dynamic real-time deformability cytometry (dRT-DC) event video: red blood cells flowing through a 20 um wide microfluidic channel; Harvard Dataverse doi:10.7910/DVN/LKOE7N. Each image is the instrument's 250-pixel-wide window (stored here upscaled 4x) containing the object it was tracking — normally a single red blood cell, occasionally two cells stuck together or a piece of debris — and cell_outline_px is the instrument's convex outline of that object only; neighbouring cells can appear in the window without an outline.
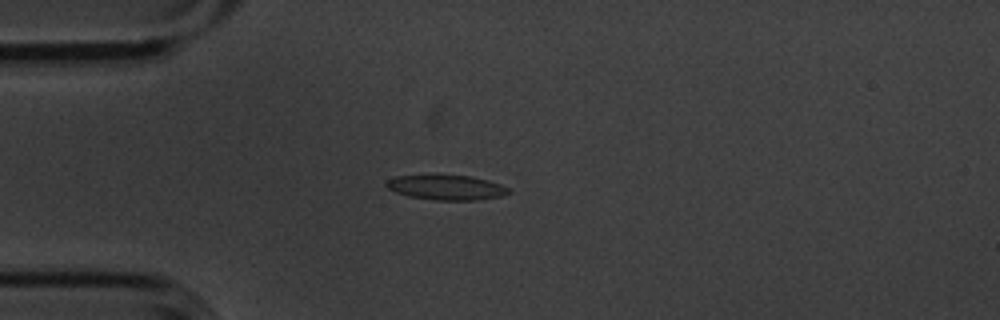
{"species": "common noctule bat (a hibernating species)", "species_latin": "Nyctalus noctula", "temperature_condition": "cold", "stored_images_in_passage": 4, "camera_frame_rate_fps": 3000, "um_per_image_px": 0.085, "animal": {"sex": "male", "body_mass_g": 20.1, "forearm_length_mm": 53.5}, "frame": {"image": 1, "passage_image": 4, "time_ms": 1.0, "image_size_px": [1000, 320], "cell_outline_px": [[512, 192], [504, 196], [476, 200], [436, 200], [408, 196], [396, 192], [388, 188], [384, 184], [388, 180], [396, 176], [472, 176], [488, 180], [500, 184], [508, 188]], "centroid_in_image_um": [37.99, 15.95], "position_along_channel_um": 47.0, "area_um2": 17.51}}